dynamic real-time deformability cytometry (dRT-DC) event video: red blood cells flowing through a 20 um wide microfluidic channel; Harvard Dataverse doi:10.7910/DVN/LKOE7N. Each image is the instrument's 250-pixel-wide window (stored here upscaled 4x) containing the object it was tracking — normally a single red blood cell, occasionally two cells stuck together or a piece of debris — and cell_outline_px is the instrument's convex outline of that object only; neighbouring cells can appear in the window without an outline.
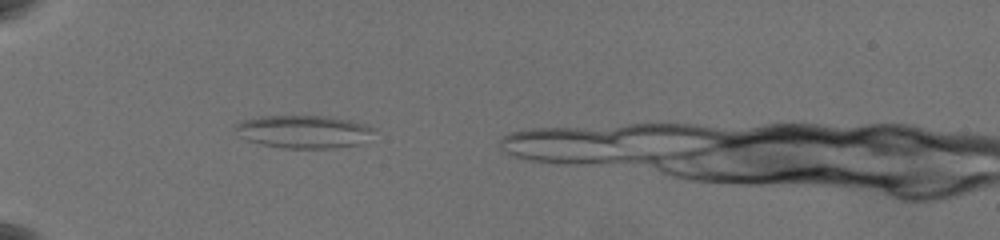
{"species": "common noctule bat (a hibernating species)", "species_latin": "Nyctalus noctula", "temperature_condition": "warm", "stored_images_in_passage": 25, "camera_frame_rate_fps": 3000, "um_per_image_px": 0.085, "animal": {"sex": "female", "body_mass_g": 19.5, "forearm_length_mm": 54.1}, "frame": {"image": 1, "passage_image": 4, "time_ms": 1.667, "image_size_px": [1000, 240], "cell_outline_px": [[376, 128], [360, 144], [336, 148], [280, 148], [260, 144], [248, 140], [240, 136], [232, 128], [240, 120], [260, 116], [328, 116], [352, 120]], "centroid_in_image_um": [25.76, 11.18], "position_along_channel_um": 59.2, "area_um2": 26.76}}
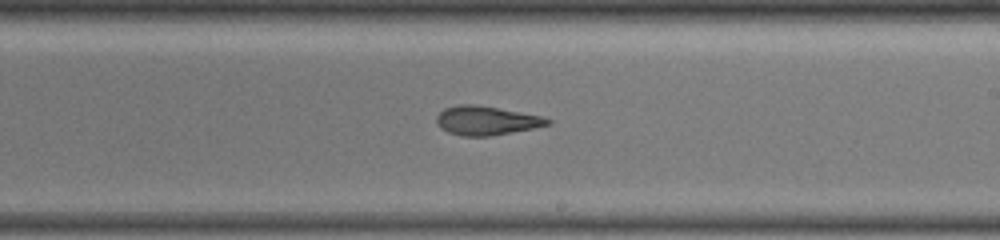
{"frame": {"image": 2, "passage_image": 14, "time_ms": 7.333, "image_size_px": [1000, 240], "cell_outline_px": [[552, 124], [492, 136], [460, 136], [448, 132], [440, 128], [436, 120], [436, 116], [444, 108], [460, 104], [472, 104], [544, 116], [552, 120]], "centroid_in_image_um": [41.34, 10.25], "position_along_channel_um": 247.7, "area_um2": 18.73}}
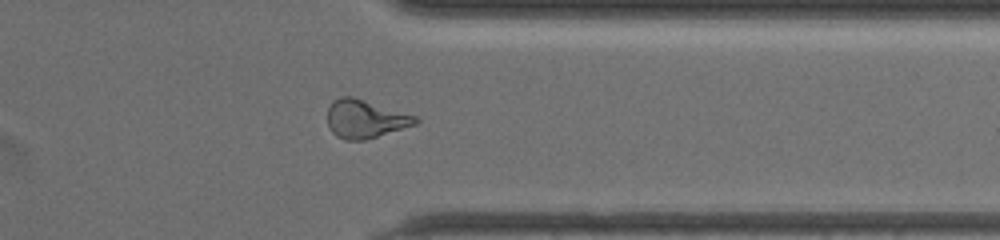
{"frame": {"image": 3, "passage_image": 21, "time_ms": 11.0, "image_size_px": [1000, 240], "cell_outline_px": [[420, 120], [416, 124], [364, 140], [344, 140], [336, 136], [332, 132], [328, 124], [328, 108], [332, 100], [340, 96], [352, 96], [416, 116]], "centroid_in_image_um": [31.01, 10.1], "position_along_channel_um": 380.4, "area_um2": 19.48}}